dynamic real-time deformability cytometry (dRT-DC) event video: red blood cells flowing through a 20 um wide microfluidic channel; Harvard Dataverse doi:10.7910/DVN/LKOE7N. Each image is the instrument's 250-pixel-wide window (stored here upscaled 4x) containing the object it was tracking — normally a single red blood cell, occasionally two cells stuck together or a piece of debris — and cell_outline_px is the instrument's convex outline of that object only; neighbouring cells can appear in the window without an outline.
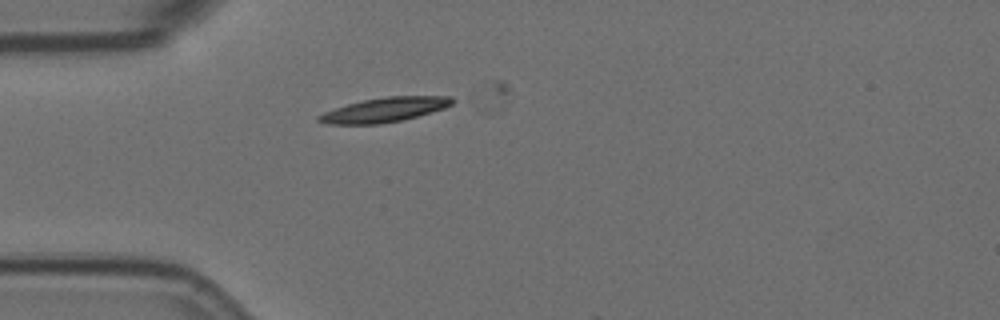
{"species": "Egyptian fruit bat (a non-hibernating species)", "species_latin": "Rousettus aegyptiacus", "temperature_condition": "room temperature", "stored_images_in_passage": 2, "camera_frame_rate_fps": 3000, "um_per_image_px": 0.085, "animal": {"sex": "female"}, "frame": {"image": 1, "passage_image": 2, "time_ms": 0.333, "image_size_px": [1000, 320], "cell_outline_px": [[456, 100], [452, 104], [444, 108], [416, 116], [400, 120], [380, 124], [328, 124], [316, 120], [316, 116], [324, 112], [348, 104], [364, 100], [388, 96], [452, 96]], "centroid_in_image_um": [32.69, 9.33], "position_along_channel_um": 52.3, "area_um2": 18.84}}